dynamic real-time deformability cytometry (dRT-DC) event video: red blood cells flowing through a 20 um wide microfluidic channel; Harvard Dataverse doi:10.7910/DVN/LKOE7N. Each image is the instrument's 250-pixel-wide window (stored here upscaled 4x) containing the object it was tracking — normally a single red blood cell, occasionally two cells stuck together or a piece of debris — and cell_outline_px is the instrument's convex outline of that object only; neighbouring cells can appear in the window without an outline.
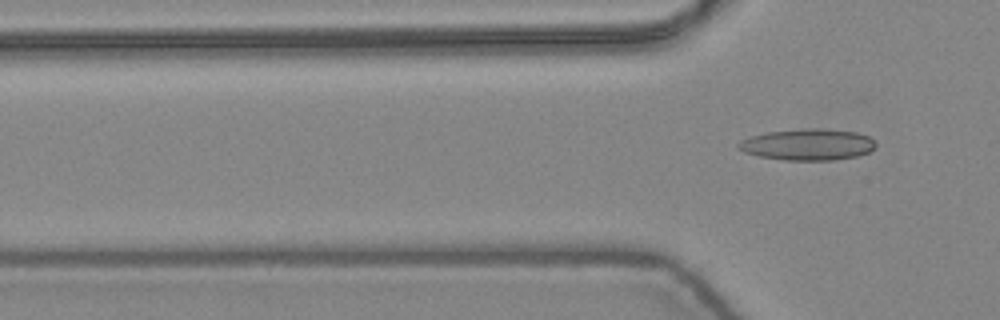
{"species": "common noctule bat (a hibernating species)", "species_latin": "Nyctalus noctula", "temperature_condition": "warm", "stored_images_in_passage": 5, "camera_frame_rate_fps": 3000, "um_per_image_px": 0.085, "animal": {"sex": "female", "body_mass_g": 24.6, "forearm_length_mm": 56.2}, "frame": {"image": 1, "passage_image": 5, "time_ms": 1.333, "image_size_px": [1000, 320], "cell_outline_px": [[876, 148], [868, 152], [856, 156], [832, 160], [784, 160], [760, 156], [744, 152], [736, 144], [740, 140], [752, 136], [768, 132], [808, 128], [824, 128], [856, 132], [868, 136], [876, 144]], "centroid_in_image_um": [68.67, 12.28], "position_along_channel_um": 57.1, "area_um2": 24.97}}